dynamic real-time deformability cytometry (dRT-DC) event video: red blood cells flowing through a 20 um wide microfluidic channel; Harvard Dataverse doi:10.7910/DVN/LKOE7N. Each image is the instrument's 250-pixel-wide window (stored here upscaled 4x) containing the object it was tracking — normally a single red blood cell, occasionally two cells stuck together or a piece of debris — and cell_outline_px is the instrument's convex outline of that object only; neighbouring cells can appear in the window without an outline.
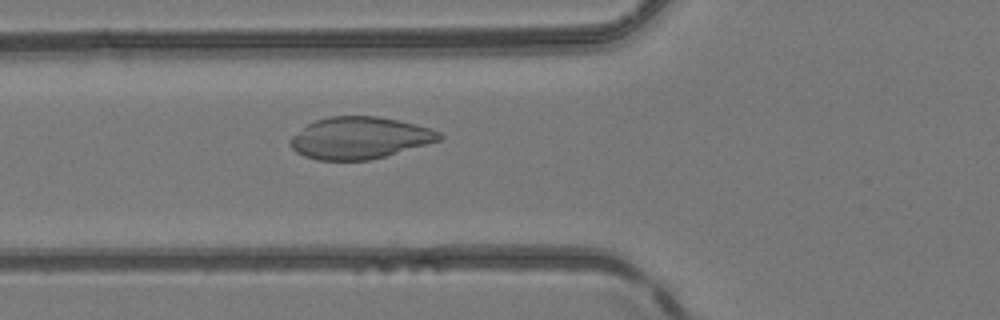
{"species": "common noctule bat (a hibernating species)", "species_latin": "Nyctalus noctula", "temperature_condition": "room temperature", "stored_images_in_passage": 51, "camera_frame_rate_fps": 3000, "um_per_image_px": 0.085, "animal": {"sex": "female", "body_mass_g": 24.6, "forearm_length_mm": 56.2}, "frame": {"image": 1, "passage_image": 20, "time_ms": 6.333, "image_size_px": [1000, 320], "cell_outline_px": [[444, 136], [440, 140], [384, 156], [368, 160], [316, 160], [304, 156], [296, 152], [288, 144], [288, 140], [292, 136], [308, 124], [316, 120], [328, 116], [376, 116], [396, 120], [432, 128], [440, 132]], "centroid_in_image_um": [30.53, 11.72], "position_along_channel_um": 95.3, "area_um2": 36.18}}
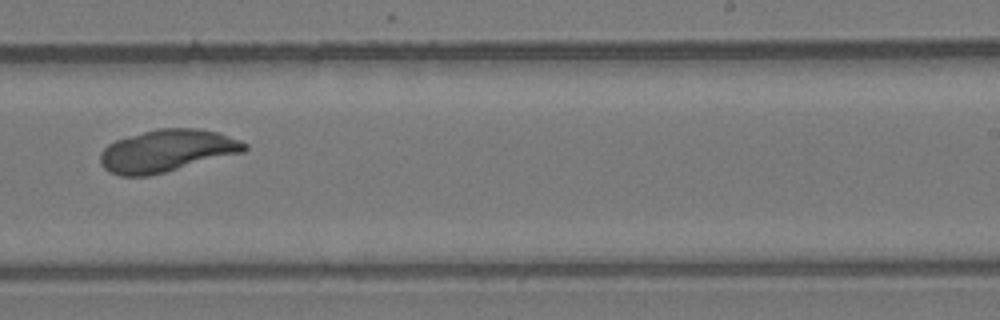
{"frame": {"image": 2, "passage_image": 33, "time_ms": 10.667, "image_size_px": [1000, 320], "cell_outline_px": [[248, 148], [244, 152], [148, 176], [120, 176], [108, 172], [100, 164], [100, 152], [108, 144], [116, 140], [156, 128], [196, 128], [220, 132], [240, 140], [248, 144]], "centroid_in_image_um": [14.18, 12.81], "position_along_channel_um": 274.8, "area_um2": 35.6}}
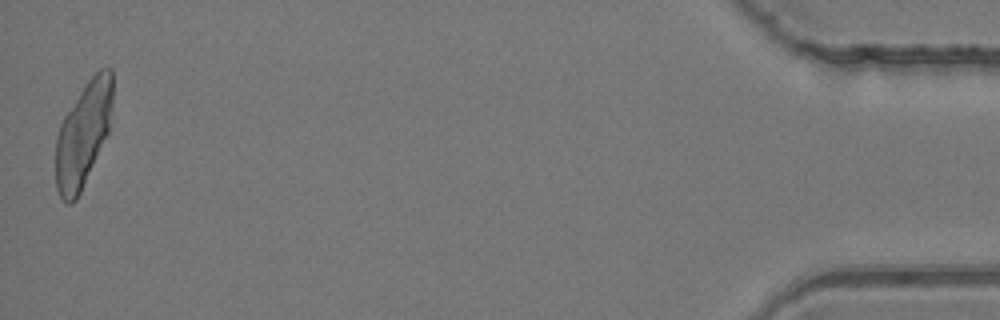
{"frame": {"image": 3, "passage_image": 51, "time_ms": 16.667, "image_size_px": [1000, 320], "cell_outline_px": [[112, 108], [108, 132], [80, 192], [76, 200], [72, 204], [68, 204], [60, 196], [56, 188], [56, 136], [60, 124], [64, 116], [84, 84], [100, 68], [112, 68]], "centroid_in_image_um": [7.06, 11.4], "position_along_channel_um": 428.1, "area_um2": 34.39}}